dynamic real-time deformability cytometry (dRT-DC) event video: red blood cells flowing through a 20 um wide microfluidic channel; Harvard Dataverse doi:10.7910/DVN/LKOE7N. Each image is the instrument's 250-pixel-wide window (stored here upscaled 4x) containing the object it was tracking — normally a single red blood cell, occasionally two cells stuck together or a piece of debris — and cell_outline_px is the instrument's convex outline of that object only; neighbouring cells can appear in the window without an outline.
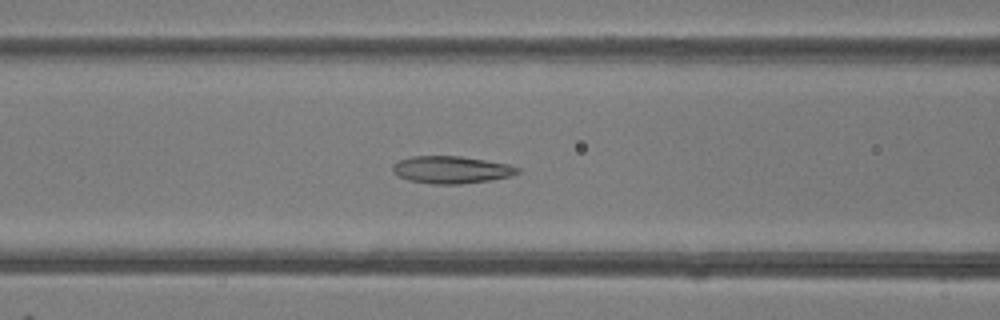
{"species": "common noctule bat (a hibernating species)", "species_latin": "Nyctalus noctula", "temperature_condition": "room temperature", "stored_images_in_passage": 48, "camera_frame_rate_fps": 3000, "um_per_image_px": 0.085, "animal": {"sex": "female"}, "frame": {"image": 1, "passage_image": 20, "time_ms": 6.333, "image_size_px": [1000, 320], "cell_outline_px": [[520, 172], [512, 176], [492, 180], [460, 184], [432, 184], [408, 180], [392, 172], [392, 164], [400, 160], [412, 156], [460, 156], [508, 164], [520, 168]], "centroid_in_image_um": [38.37, 14.43], "position_along_channel_um": 128.2, "area_um2": 19.94}}
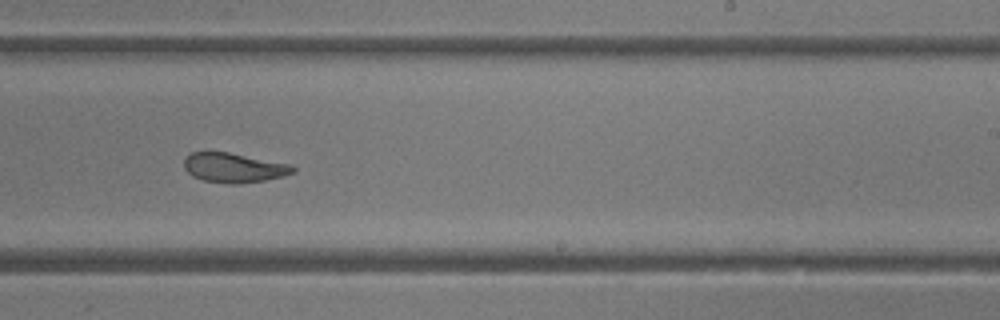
{"frame": {"image": 2, "passage_image": 30, "time_ms": 9.667, "image_size_px": [1000, 320], "cell_outline_px": [[296, 172], [284, 176], [264, 180], [236, 184], [228, 184], [204, 180], [192, 176], [184, 168], [184, 160], [192, 152], [228, 152], [292, 164], [296, 168]], "centroid_in_image_um": [19.92, 14.26], "position_along_channel_um": 269.1, "area_um2": 18.79}}
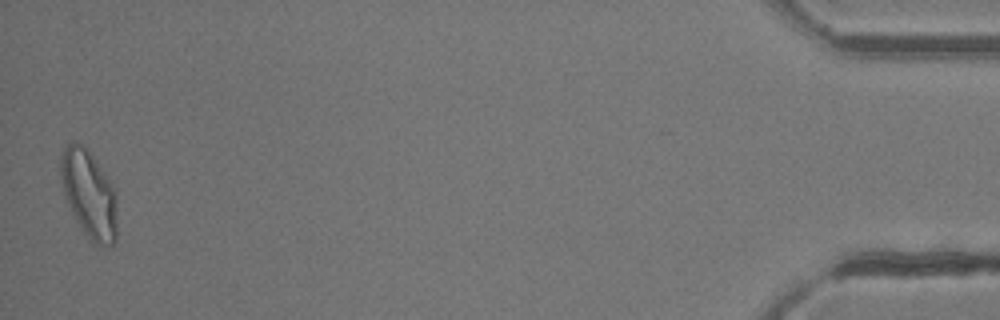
{"frame": {"image": 3, "passage_image": 48, "time_ms": 15.667, "image_size_px": [1000, 320], "cell_outline_px": [[116, 240], [112, 244], [100, 244], [88, 240], [64, 192], [60, 180], [60, 160], [64, 148], [72, 140], [84, 144], [96, 160], [112, 184], [116, 192]], "centroid_in_image_um": [7.57, 16.43], "position_along_channel_um": 427.6, "area_um2": 28.38}, "authors_computed_cell_mechanics": {"area_um2": 21.5305, "velocity_mm_per_s": 4.2418, "shape_relaxation_time_tau1_ms": 7.025, "shape_relaxation_time_tau2_ms": 1.57, "deformation_change_tau1": 0.1847, "deformation_change_tau2": 0.081}}